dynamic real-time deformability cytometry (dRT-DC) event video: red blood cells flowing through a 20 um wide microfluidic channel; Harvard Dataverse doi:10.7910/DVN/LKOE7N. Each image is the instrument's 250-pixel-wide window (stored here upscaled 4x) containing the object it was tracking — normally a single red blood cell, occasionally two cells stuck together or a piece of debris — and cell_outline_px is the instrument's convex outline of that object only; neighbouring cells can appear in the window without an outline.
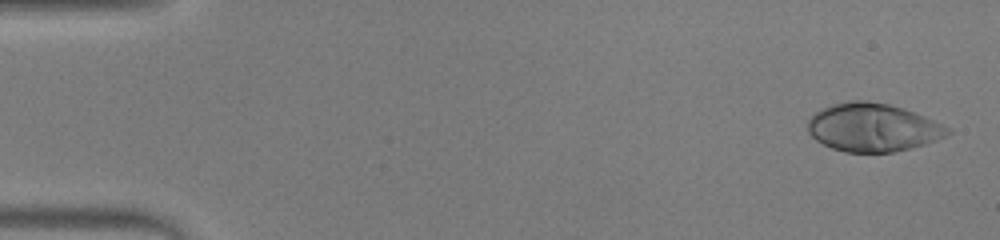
{"species": "human", "species_latin": "Homo sapiens", "temperature_condition": "warm", "stored_images_in_passage": 52, "camera_frame_rate_fps": 3000, "um_per_image_px": 0.085, "donor": {"sex": "male"}, "frame": {"image": 1, "passage_image": 2, "time_ms": 0.333, "image_size_px": [1000, 240], "cell_outline_px": [[952, 132], [936, 140], [924, 144], [892, 152], [844, 152], [832, 148], [816, 140], [808, 132], [808, 120], [816, 112], [832, 104], [848, 100], [864, 100], [888, 104], [904, 108], [924, 116], [952, 128]], "centroid_in_image_um": [74.19, 10.83], "position_along_channel_um": 10.8, "area_um2": 39.13}}
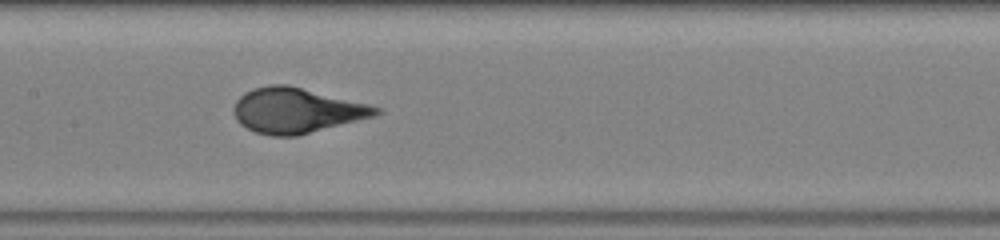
{"frame": {"image": 2, "passage_image": 26, "time_ms": 8.333, "image_size_px": [1000, 240], "cell_outline_px": [[380, 112], [376, 116], [296, 136], [272, 136], [256, 132], [240, 124], [236, 120], [232, 108], [236, 100], [244, 92], [252, 88], [268, 84], [288, 84], [368, 104], [380, 108]], "centroid_in_image_um": [25.16, 9.38], "position_along_channel_um": 182.2, "area_um2": 37.45}}
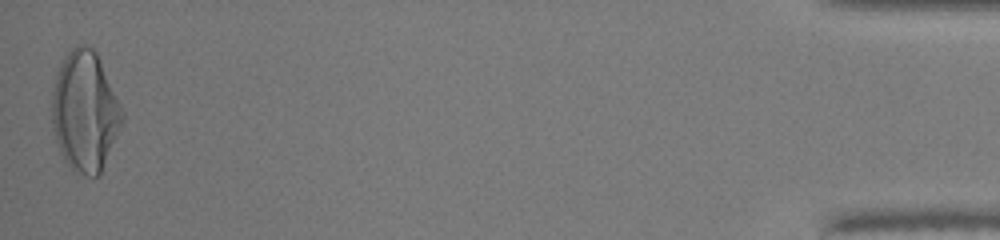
{"frame": {"image": 3, "passage_image": 52, "time_ms": 17.0, "image_size_px": [1000, 240], "cell_outline_px": [[124, 120], [100, 176], [84, 176], [72, 172], [64, 160], [56, 140], [52, 128], [52, 92], [56, 72], [60, 64], [68, 52], [76, 44], [84, 44], [92, 48], [96, 52], [124, 112]], "centroid_in_image_um": [7.22, 9.51], "position_along_channel_um": 428.0, "area_um2": 49.53}, "authors_computed_cell_mechanics": {"area_um2": 37.5411, "velocity_mm_per_s": 3.915, "shape_relaxation_time_tau1_ms": 3.8658, "shape_relaxation_time_tau2_ms": null, "deformation_change_tau1": 0.2498, "deformation_change_tau2": null}}